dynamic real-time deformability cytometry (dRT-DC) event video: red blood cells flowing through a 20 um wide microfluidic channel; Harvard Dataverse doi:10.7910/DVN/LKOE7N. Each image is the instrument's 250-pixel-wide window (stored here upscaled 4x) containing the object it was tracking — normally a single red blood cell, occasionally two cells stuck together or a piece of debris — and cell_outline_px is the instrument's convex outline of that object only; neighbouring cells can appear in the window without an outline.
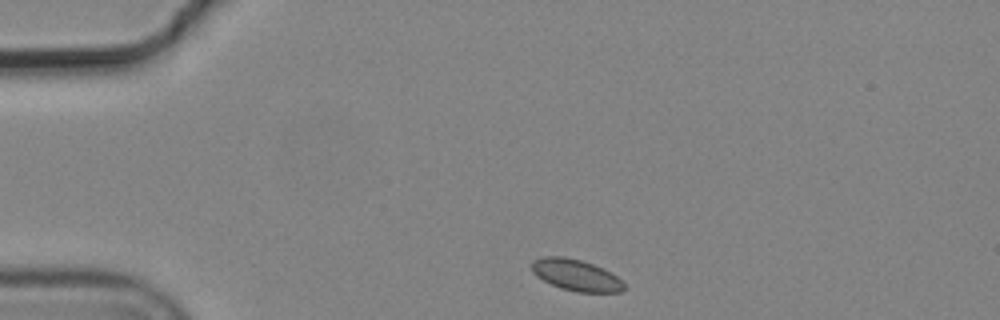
{"species": "common noctule bat (a hibernating species)", "species_latin": "Nyctalus noctula", "temperature_condition": "cold", "stored_images_in_passage": 3, "camera_frame_rate_fps": 3000, "um_per_image_px": 0.085, "animal": {"sex": "male", "body_mass_g": 19.2, "forearm_length_mm": 51.8}, "frame": {"image": 1, "passage_image": 1, "time_ms": 0.0, "image_size_px": [1000, 320], "cell_outline_px": [[624, 288], [620, 292], [576, 292], [560, 288], [536, 276], [532, 272], [532, 260], [544, 256], [560, 256], [580, 260], [592, 264], [616, 276], [624, 284]], "centroid_in_image_um": [48.91, 23.38], "position_along_channel_um": 36.1, "area_um2": 16.59}}
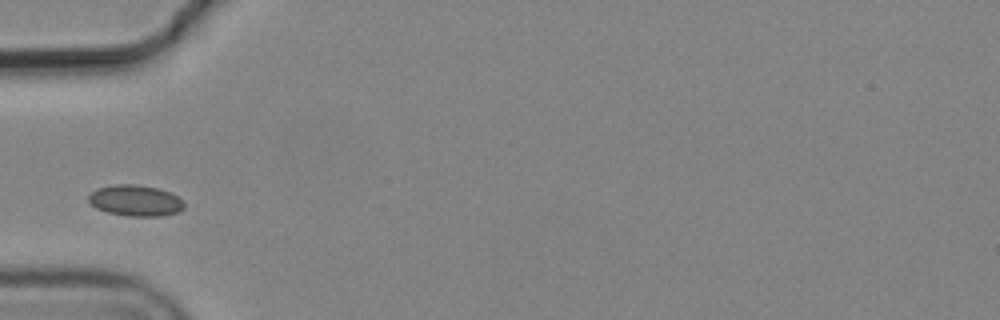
{"frame": {"image": 2, "passage_image": 3, "time_ms": 0.667, "image_size_px": [1000, 320], "cell_outline_px": [[184, 208], [176, 212], [160, 216], [128, 216], [108, 212], [96, 208], [88, 200], [88, 196], [96, 188], [112, 184], [132, 184], [160, 188], [184, 200]], "centroid_in_image_um": [11.5, 17.04], "position_along_channel_um": 73.5, "area_um2": 17.28}}